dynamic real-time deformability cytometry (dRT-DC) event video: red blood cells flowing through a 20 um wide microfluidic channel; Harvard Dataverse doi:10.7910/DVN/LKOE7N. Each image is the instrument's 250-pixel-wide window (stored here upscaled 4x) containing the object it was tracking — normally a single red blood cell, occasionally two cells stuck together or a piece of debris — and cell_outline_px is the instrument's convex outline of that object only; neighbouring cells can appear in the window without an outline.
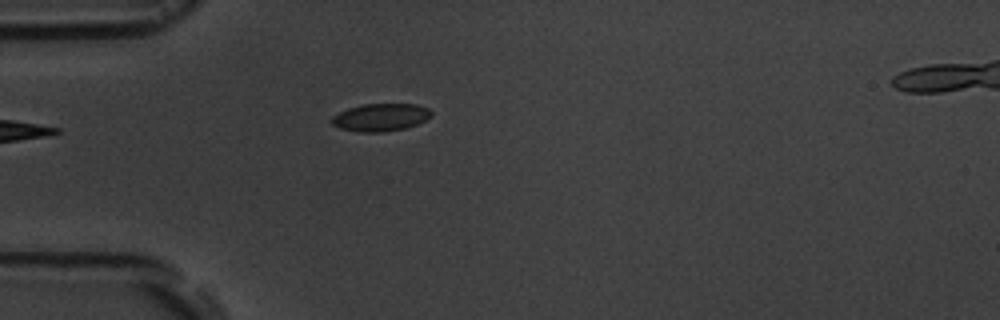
{"species": "common noctule bat (a hibernating species)", "species_latin": "Nyctalus noctula", "temperature_condition": "room temperature", "stored_images_in_passage": 6, "camera_frame_rate_fps": 3000, "um_per_image_px": 0.085, "animal": {"sex": "male", "body_mass_g": 19.5, "forearm_length_mm": 54.6}, "frame": {"image": 1, "passage_image": 5, "time_ms": 4.667, "image_size_px": [1000, 320], "cell_outline_px": [[432, 116], [416, 124], [404, 128], [384, 132], [356, 132], [340, 128], [332, 124], [332, 116], [348, 108], [364, 104], [416, 104], [428, 108], [432, 112]], "centroid_in_image_um": [32.35, 9.97], "position_along_channel_um": 52.7, "area_um2": 15.95}}